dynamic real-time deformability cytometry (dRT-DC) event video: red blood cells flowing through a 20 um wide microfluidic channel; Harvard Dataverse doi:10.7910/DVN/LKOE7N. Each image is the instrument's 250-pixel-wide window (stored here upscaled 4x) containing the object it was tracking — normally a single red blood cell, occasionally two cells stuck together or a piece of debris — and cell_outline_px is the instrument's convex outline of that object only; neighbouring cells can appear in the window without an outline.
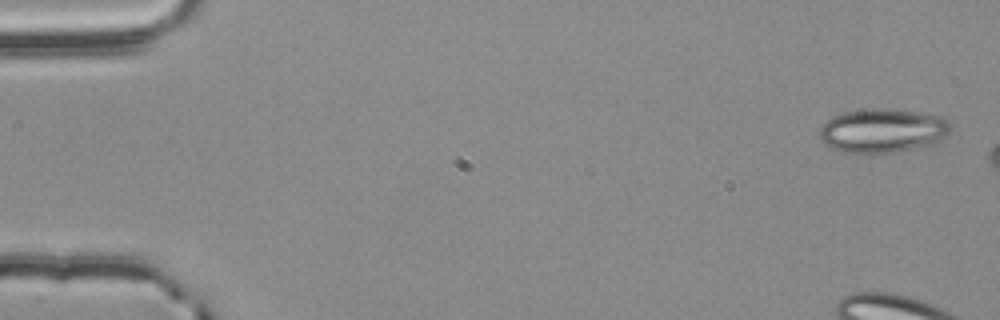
{"species": "common noctule bat (a hibernating species)", "species_latin": "Nyctalus noctula", "temperature_condition": "room temperature", "stored_images_in_passage": 8, "camera_frame_rate_fps": 3000, "um_per_image_px": 0.085, "animal": {"sex": "male", "body_mass_g": 20.4}, "frame": {"image": 1, "passage_image": 1, "time_ms": 0.0, "image_size_px": [1000, 320], "cell_outline_px": [[952, 128], [936, 144], [892, 152], [840, 152], [824, 144], [820, 140], [820, 128], [832, 116], [844, 112], [868, 108], [888, 108], [916, 112], [940, 116], [948, 120]], "centroid_in_image_um": [75.02, 11.09], "position_along_channel_um": 10.0, "area_um2": 33.52}}